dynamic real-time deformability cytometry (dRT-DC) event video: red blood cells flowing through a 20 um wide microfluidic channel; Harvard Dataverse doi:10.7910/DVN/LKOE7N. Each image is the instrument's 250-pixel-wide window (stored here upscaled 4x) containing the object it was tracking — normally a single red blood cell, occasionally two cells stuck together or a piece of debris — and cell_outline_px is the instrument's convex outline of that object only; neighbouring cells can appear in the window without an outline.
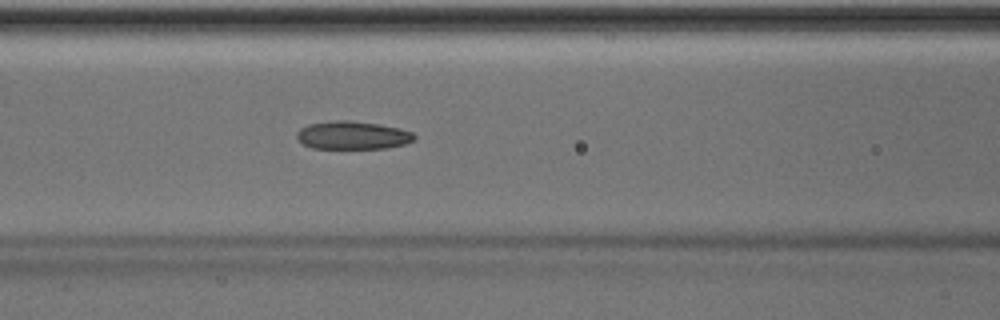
{"species": "Egyptian fruit bat (a non-hibernating species)", "species_latin": "Rousettus aegyptiacus", "temperature_condition": "room temperature", "stored_images_in_passage": 41, "camera_frame_rate_fps": 3000, "um_per_image_px": 0.085, "animal": {"sex": "male"}, "frame": {"image": 1, "passage_image": 12, "time_ms": 3.667, "image_size_px": [1000, 320], "cell_outline_px": [[416, 136], [412, 140], [404, 144], [384, 148], [312, 148], [296, 140], [296, 132], [300, 128], [308, 124], [336, 120], [348, 120], [376, 124], [400, 128], [412, 132]], "centroid_in_image_um": [29.92, 11.49], "position_along_channel_um": 136.7, "area_um2": 19.13}, "authors_computed_cell_mechanics": {"area_um2": 19.074, "velocity_mm_per_s": 4.0562, "shape_relaxation_time_tau1_ms": 9.4904, "shape_relaxation_time_tau2_ms": 4.9905, "deformation_change_tau1": 0.1948, "deformation_change_tau2": 0.1207}}